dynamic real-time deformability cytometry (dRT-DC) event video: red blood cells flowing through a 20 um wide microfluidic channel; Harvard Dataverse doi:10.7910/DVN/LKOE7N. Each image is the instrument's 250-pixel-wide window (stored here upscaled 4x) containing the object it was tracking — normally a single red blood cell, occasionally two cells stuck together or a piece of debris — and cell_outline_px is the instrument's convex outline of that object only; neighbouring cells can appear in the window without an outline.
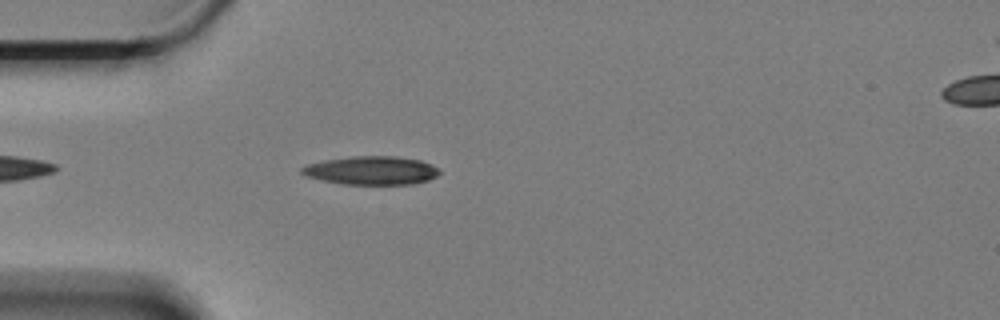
{"species": "Egyptian fruit bat (a non-hibernating species)", "species_latin": "Rousettus aegyptiacus", "temperature_condition": "cold", "stored_images_in_passage": 18, "camera_frame_rate_fps": 3000, "um_per_image_px": 0.085, "animal": {"sex": "female"}, "frame": {"image": 1, "passage_image": 2, "time_ms": 0.333, "image_size_px": [1000, 320], "cell_outline_px": [[440, 172], [436, 176], [428, 180], [412, 184], [344, 184], [304, 176], [300, 172], [300, 168], [308, 164], [324, 160], [352, 156], [396, 156], [420, 160], [436, 168]], "centroid_in_image_um": [31.53, 14.48], "position_along_channel_um": 53.5, "area_um2": 22.66}}
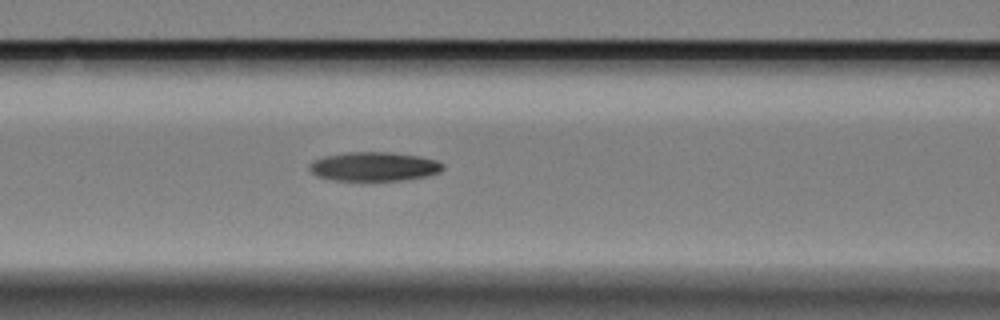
{"frame": {"image": 2, "passage_image": 10, "time_ms": 3.0, "image_size_px": [1000, 320], "cell_outline_px": [[444, 168], [440, 172], [428, 176], [400, 180], [360, 184], [332, 180], [316, 176], [308, 168], [316, 160], [328, 156], [348, 152], [392, 152], [420, 156], [436, 160], [444, 164]], "centroid_in_image_um": [31.82, 14.21], "position_along_channel_um": 134.8, "area_um2": 23.41}}
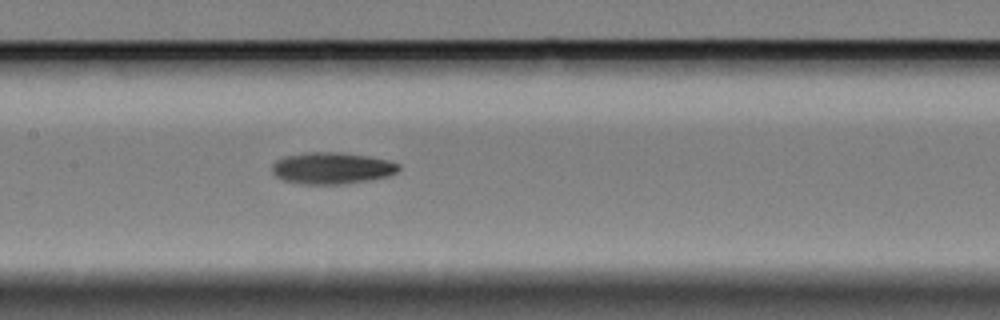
{"frame": {"image": 3, "passage_image": 14, "time_ms": 4.333, "image_size_px": [1000, 320], "cell_outline_px": [[400, 168], [396, 172], [388, 176], [368, 180], [340, 184], [304, 184], [284, 180], [276, 176], [272, 172], [272, 164], [276, 160], [288, 156], [308, 152], [332, 152], [364, 156], [388, 160], [400, 164]], "centroid_in_image_um": [28.2, 14.3], "position_along_channel_um": 179.2, "area_um2": 22.95}}